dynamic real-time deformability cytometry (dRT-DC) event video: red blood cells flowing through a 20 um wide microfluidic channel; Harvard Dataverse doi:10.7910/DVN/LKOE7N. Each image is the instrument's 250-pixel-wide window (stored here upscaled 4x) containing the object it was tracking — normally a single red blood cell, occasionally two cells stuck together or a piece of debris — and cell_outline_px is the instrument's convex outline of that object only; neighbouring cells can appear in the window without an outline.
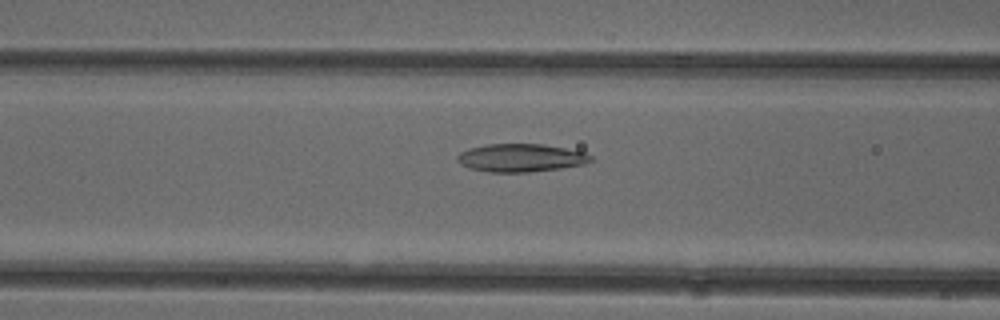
{"species": "common noctule bat (a hibernating species)", "species_latin": "Nyctalus noctula", "temperature_condition": "cold", "stored_images_in_passage": 14, "camera_frame_rate_fps": 3000, "um_per_image_px": 0.085, "animal": {"sex": "female"}, "frame": {"image": 1, "passage_image": 12, "time_ms": 3.667, "image_size_px": [1000, 320], "cell_outline_px": [[592, 160], [584, 164], [560, 168], [528, 172], [488, 172], [472, 168], [460, 164], [456, 160], [456, 156], [460, 152], [468, 148], [488, 144], [544, 144], [584, 152], [592, 156]], "centroid_in_image_um": [44.24, 13.41], "position_along_channel_um": 122.4, "area_um2": 21.73}}